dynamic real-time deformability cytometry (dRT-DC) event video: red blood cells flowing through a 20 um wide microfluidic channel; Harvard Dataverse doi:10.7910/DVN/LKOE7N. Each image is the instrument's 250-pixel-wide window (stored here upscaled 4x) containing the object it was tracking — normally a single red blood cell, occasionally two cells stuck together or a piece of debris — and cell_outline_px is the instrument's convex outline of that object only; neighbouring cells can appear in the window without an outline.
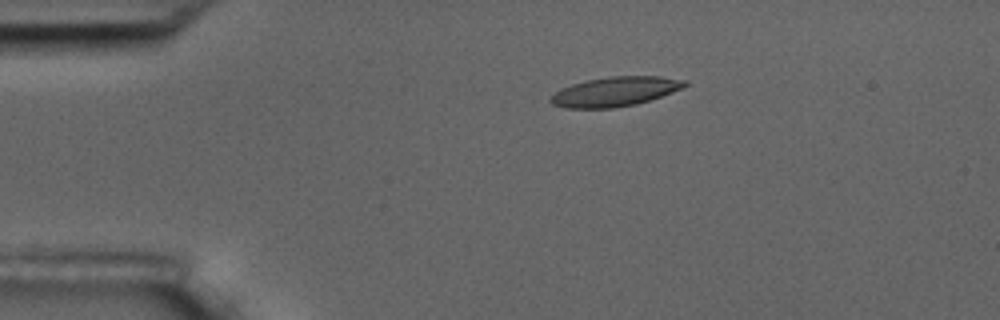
{"species": "common noctule bat (a hibernating species)", "species_latin": "Nyctalus noctula", "temperature_condition": "room temperature", "stored_images_in_passage": 8, "camera_frame_rate_fps": 3000, "um_per_image_px": 0.085, "animal": {"sex": "male", "body_mass_g": 17.5, "forearm_length_mm": 52.3}, "frame": {"image": 1, "passage_image": 4, "time_ms": 3.333, "image_size_px": [1000, 320], "cell_outline_px": [[688, 84], [684, 88], [636, 104], [612, 108], [564, 108], [552, 104], [548, 100], [556, 92], [572, 84], [584, 80], [608, 76], [660, 76], [684, 80]], "centroid_in_image_um": [52.27, 7.78], "position_along_channel_um": 32.7, "area_um2": 22.95}}
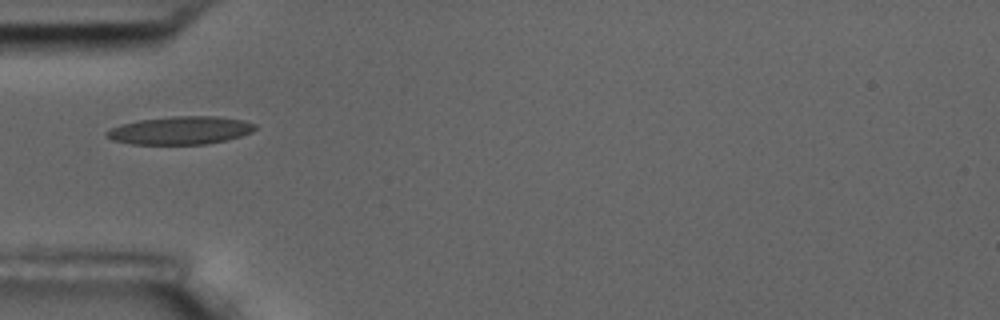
{"frame": {"image": 2, "passage_image": 6, "time_ms": 5.667, "image_size_px": [1000, 320], "cell_outline_px": [[256, 128], [252, 132], [228, 140], [204, 144], [132, 144], [112, 140], [104, 136], [104, 132], [120, 124], [140, 120], [172, 116], [216, 116], [244, 120], [256, 124]], "centroid_in_image_um": [15.33, 11.08], "position_along_channel_um": 69.7, "area_um2": 24.33}}